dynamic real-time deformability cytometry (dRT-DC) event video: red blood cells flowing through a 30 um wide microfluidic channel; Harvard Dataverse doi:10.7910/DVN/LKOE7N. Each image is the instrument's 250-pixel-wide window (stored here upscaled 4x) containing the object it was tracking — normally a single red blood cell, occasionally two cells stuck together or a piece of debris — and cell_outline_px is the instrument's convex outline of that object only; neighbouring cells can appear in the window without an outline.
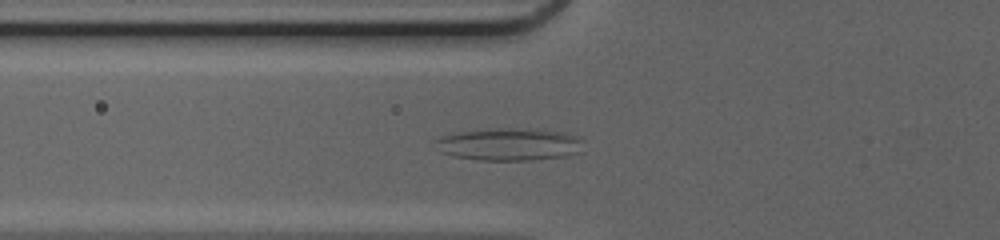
{"species": "common noctule bat (a hibernating species)", "species_latin": "Nyctalus noctula", "temperature_condition": "cold", "stored_images_in_passage": 42, "camera_frame_rate_fps": 3000, "um_per_image_px": 0.085, "animal": {"sex": "female", "body_mass_g": 20.0, "forearm_length_mm": 54.0}, "frame": {"image": 1, "passage_image": 11, "time_ms": 3.333, "image_size_px": [1000, 240], "cell_outline_px": [[580, 152], [568, 156], [532, 160], [480, 160], [456, 156], [440, 152], [436, 140], [440, 136], [452, 132], [488, 128], [528, 128], [564, 132], [580, 136]], "centroid_in_image_um": [43.28, 12.25], "position_along_channel_um": 82.5, "area_um2": 28.26}}
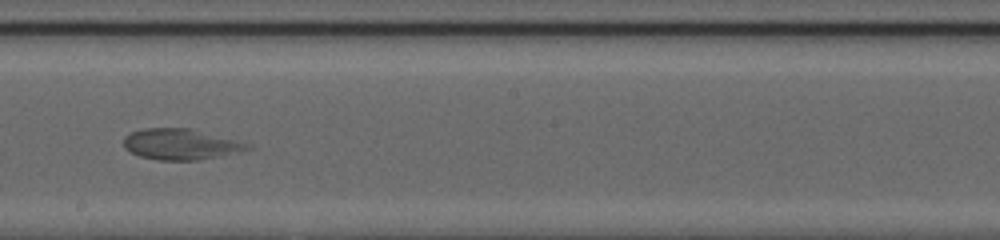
{"frame": {"image": 2, "passage_image": 22, "time_ms": 7.0, "image_size_px": [1000, 240], "cell_outline_px": [[252, 148], [200, 160], [156, 160], [140, 156], [124, 148], [124, 136], [132, 132], [144, 128], [192, 128], [252, 144]], "centroid_in_image_um": [15.35, 12.25], "position_along_channel_um": 232.9, "area_um2": 22.2}}
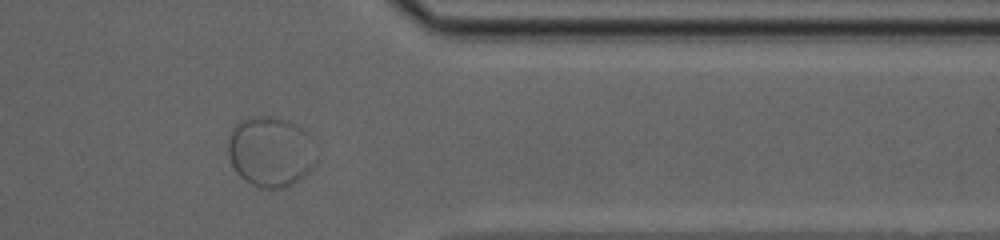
{"frame": {"image": 3, "passage_image": 34, "time_ms": 11.0, "image_size_px": [1000, 240], "cell_outline_px": [[316, 164], [304, 176], [288, 188], [260, 188], [244, 180], [236, 172], [232, 164], [228, 152], [228, 140], [232, 128], [240, 120], [248, 116], [272, 116], [288, 120], [304, 128], [316, 160]], "centroid_in_image_um": [22.97, 12.89], "position_along_channel_um": 388.4, "area_um2": 36.24}}